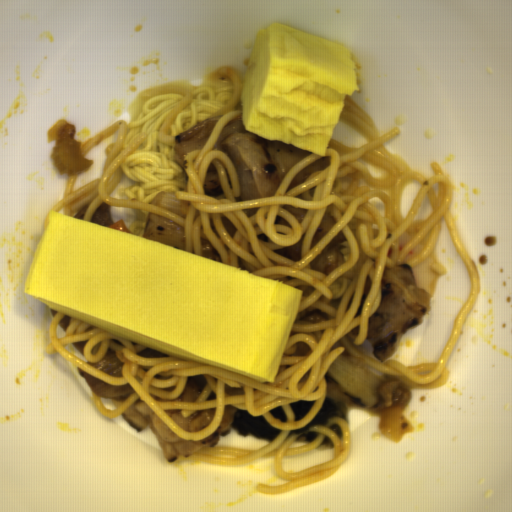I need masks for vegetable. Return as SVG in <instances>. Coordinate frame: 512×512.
I'll return each mask as SVG.
<instances>
[{"instance_id": "vegetable-1", "label": "vegetable", "mask_w": 512, "mask_h": 512, "mask_svg": "<svg viewBox=\"0 0 512 512\" xmlns=\"http://www.w3.org/2000/svg\"><path fill=\"white\" fill-rule=\"evenodd\" d=\"M326 376L350 400L373 408L380 400V391L388 379L352 357L338 356L326 370Z\"/></svg>"}, {"instance_id": "vegetable-2", "label": "vegetable", "mask_w": 512, "mask_h": 512, "mask_svg": "<svg viewBox=\"0 0 512 512\" xmlns=\"http://www.w3.org/2000/svg\"><path fill=\"white\" fill-rule=\"evenodd\" d=\"M224 115H219L210 119H205L192 128L175 136L172 146V154L183 170L187 153L196 152L203 149L209 140L217 122Z\"/></svg>"}, {"instance_id": "vegetable-3", "label": "vegetable", "mask_w": 512, "mask_h": 512, "mask_svg": "<svg viewBox=\"0 0 512 512\" xmlns=\"http://www.w3.org/2000/svg\"><path fill=\"white\" fill-rule=\"evenodd\" d=\"M140 237L186 251L184 234L181 226L150 210Z\"/></svg>"}, {"instance_id": "vegetable-4", "label": "vegetable", "mask_w": 512, "mask_h": 512, "mask_svg": "<svg viewBox=\"0 0 512 512\" xmlns=\"http://www.w3.org/2000/svg\"><path fill=\"white\" fill-rule=\"evenodd\" d=\"M80 378L86 386L96 395L103 398L123 400L135 392L129 384L110 385L101 379L87 373L82 369L77 370Z\"/></svg>"}, {"instance_id": "vegetable-5", "label": "vegetable", "mask_w": 512, "mask_h": 512, "mask_svg": "<svg viewBox=\"0 0 512 512\" xmlns=\"http://www.w3.org/2000/svg\"><path fill=\"white\" fill-rule=\"evenodd\" d=\"M151 206H159L186 219L191 204L188 200H179L174 190H163L154 196Z\"/></svg>"}, {"instance_id": "vegetable-6", "label": "vegetable", "mask_w": 512, "mask_h": 512, "mask_svg": "<svg viewBox=\"0 0 512 512\" xmlns=\"http://www.w3.org/2000/svg\"><path fill=\"white\" fill-rule=\"evenodd\" d=\"M92 368L101 370L111 376H122V362L117 357L114 349H108L100 363H91Z\"/></svg>"}, {"instance_id": "vegetable-7", "label": "vegetable", "mask_w": 512, "mask_h": 512, "mask_svg": "<svg viewBox=\"0 0 512 512\" xmlns=\"http://www.w3.org/2000/svg\"><path fill=\"white\" fill-rule=\"evenodd\" d=\"M203 187L210 198L222 196L224 192L219 173L212 163L204 173Z\"/></svg>"}, {"instance_id": "vegetable-8", "label": "vegetable", "mask_w": 512, "mask_h": 512, "mask_svg": "<svg viewBox=\"0 0 512 512\" xmlns=\"http://www.w3.org/2000/svg\"><path fill=\"white\" fill-rule=\"evenodd\" d=\"M248 130L244 129L242 123V116L235 117L231 122H229L221 133L218 135L213 150H222L221 143L226 141L232 134L236 133H247ZM223 151V150H222Z\"/></svg>"}]
</instances>
